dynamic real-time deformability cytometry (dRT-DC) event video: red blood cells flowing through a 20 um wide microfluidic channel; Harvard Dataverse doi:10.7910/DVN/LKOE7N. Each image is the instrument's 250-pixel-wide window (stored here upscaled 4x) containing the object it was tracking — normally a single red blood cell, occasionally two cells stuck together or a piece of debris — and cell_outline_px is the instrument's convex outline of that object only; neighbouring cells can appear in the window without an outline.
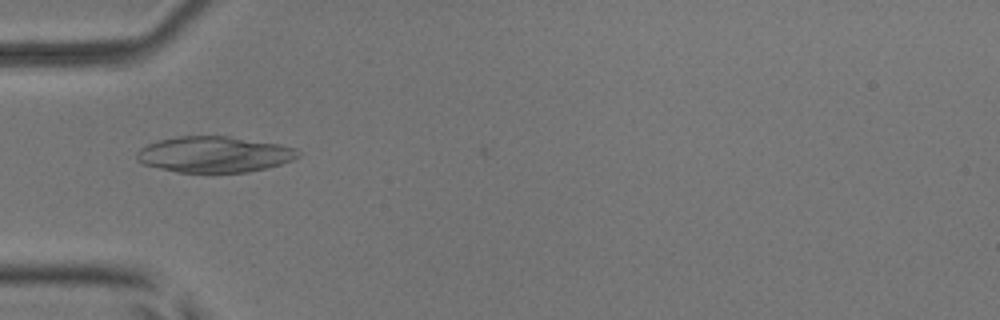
{"species": "common noctule bat (a hibernating species)", "species_latin": "Nyctalus noctula", "temperature_condition": "room temperature", "stored_images_in_passage": 37, "camera_frame_rate_fps": 3000, "um_per_image_px": 0.085, "animal": {"sex": "male", "body_mass_g": 17.9, "forearm_length_mm": 54.2}, "frame": {"image": 1, "passage_image": 3, "time_ms": 0.667, "image_size_px": [1000, 320], "cell_outline_px": [[300, 156], [292, 160], [280, 164], [248, 172], [176, 172], [144, 164], [136, 160], [136, 152], [140, 148], [148, 144], [160, 140], [180, 136], [228, 136], [280, 144], [296, 148], [300, 152]], "centroid_in_image_um": [18.22, 13.12], "position_along_channel_um": 66.8, "area_um2": 33.7}}
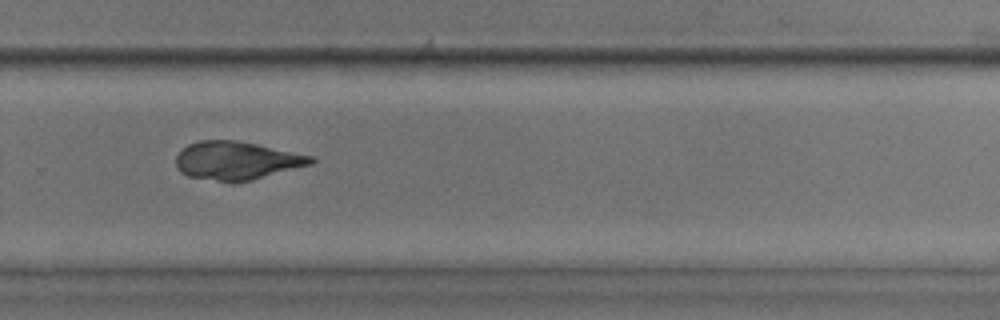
{"frame": {"image": 2, "passage_image": 21, "time_ms": 6.667, "image_size_px": [1000, 320], "cell_outline_px": [[316, 160], [312, 164], [252, 180], [232, 184], [188, 176], [180, 172], [176, 164], [176, 156], [188, 144], [200, 140], [236, 140], [316, 156]], "centroid_in_image_um": [20.14, 13.67], "position_along_channel_um": 309.7, "area_um2": 30.4}}
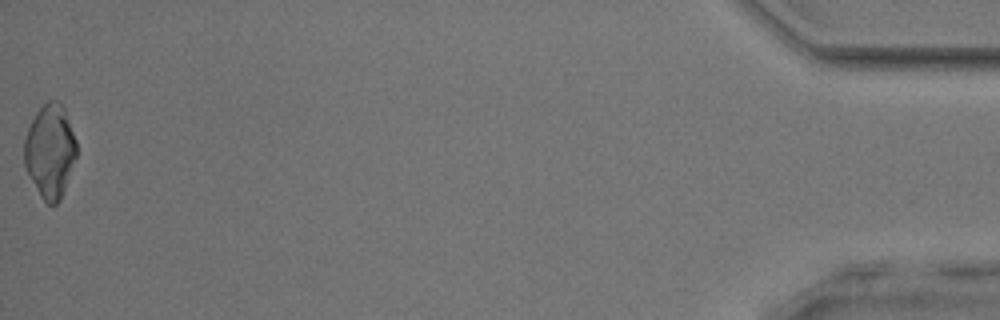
{"frame": {"image": 3, "passage_image": 37, "time_ms": 12.0, "image_size_px": [1000, 320], "cell_outline_px": [[76, 156], [60, 200], [56, 204], [48, 204], [40, 196], [24, 164], [24, 140], [28, 128], [36, 112], [48, 100], [56, 100], [64, 108], [76, 140]], "centroid_in_image_um": [4.25, 12.83], "position_along_channel_um": 431.0, "area_um2": 28.03}}